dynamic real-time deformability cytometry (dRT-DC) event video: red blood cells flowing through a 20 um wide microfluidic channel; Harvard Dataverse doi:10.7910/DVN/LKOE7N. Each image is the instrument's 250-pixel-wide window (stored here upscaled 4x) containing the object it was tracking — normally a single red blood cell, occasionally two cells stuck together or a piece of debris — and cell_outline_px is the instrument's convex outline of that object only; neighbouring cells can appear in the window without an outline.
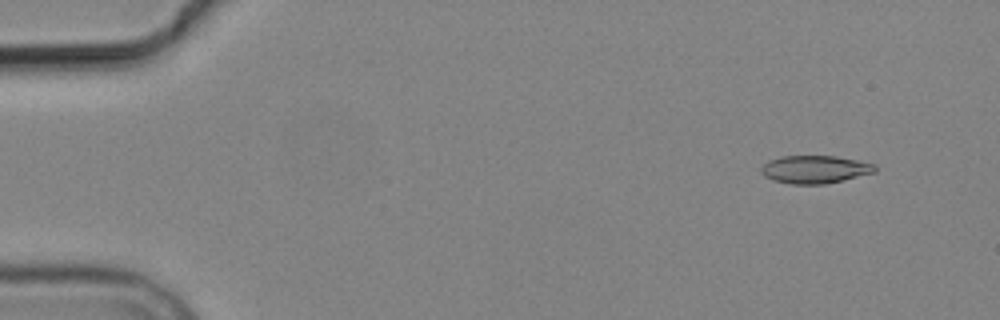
{"species": "common noctule bat (a hibernating species)", "species_latin": "Nyctalus noctula", "temperature_condition": "cold", "stored_images_in_passage": 5, "camera_frame_rate_fps": 3000, "um_per_image_px": 0.085, "animal": {"sex": "male", "body_mass_g": 19.2, "forearm_length_mm": 51.8}, "frame": {"image": 1, "passage_image": 2, "time_ms": 1.333, "image_size_px": [1000, 320], "cell_outline_px": [[876, 172], [844, 180], [824, 184], [792, 184], [772, 180], [764, 176], [760, 172], [760, 168], [768, 160], [780, 156], [836, 156], [876, 164]], "centroid_in_image_um": [69.25, 14.4], "position_along_channel_um": 15.8, "area_um2": 18.61}}